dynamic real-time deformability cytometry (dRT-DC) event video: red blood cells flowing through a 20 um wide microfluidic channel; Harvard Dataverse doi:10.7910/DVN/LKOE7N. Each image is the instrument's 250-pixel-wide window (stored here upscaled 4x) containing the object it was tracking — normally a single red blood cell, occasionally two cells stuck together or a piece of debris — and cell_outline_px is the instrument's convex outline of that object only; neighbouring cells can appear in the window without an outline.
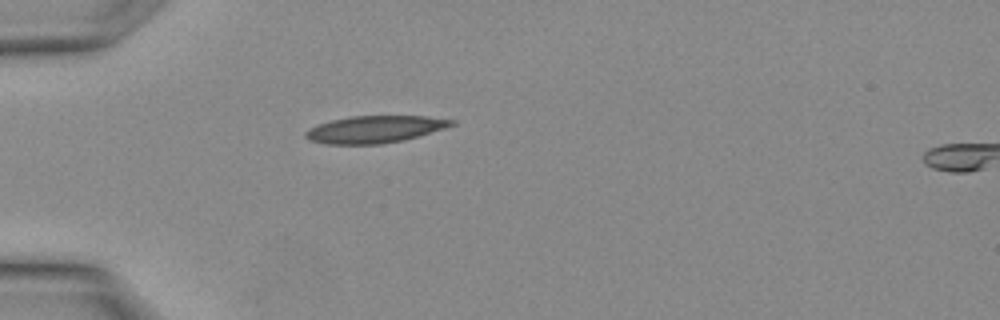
{"species": "Egyptian fruit bat (a non-hibernating species)", "species_latin": "Rousettus aegyptiacus", "temperature_condition": "warm", "stored_images_in_passage": 2, "camera_frame_rate_fps": 3000, "um_per_image_px": 0.085, "animal": {"sex": "female"}, "frame": {"image": 1, "passage_image": 1, "time_ms": 0.0, "image_size_px": [1000, 320], "cell_outline_px": [[456, 124], [444, 128], [404, 140], [380, 144], [324, 144], [308, 140], [304, 136], [304, 132], [320, 124], [332, 120], [352, 116], [428, 116], [456, 120]], "centroid_in_image_um": [31.87, 10.99], "position_along_channel_um": 53.1, "area_um2": 22.95}}